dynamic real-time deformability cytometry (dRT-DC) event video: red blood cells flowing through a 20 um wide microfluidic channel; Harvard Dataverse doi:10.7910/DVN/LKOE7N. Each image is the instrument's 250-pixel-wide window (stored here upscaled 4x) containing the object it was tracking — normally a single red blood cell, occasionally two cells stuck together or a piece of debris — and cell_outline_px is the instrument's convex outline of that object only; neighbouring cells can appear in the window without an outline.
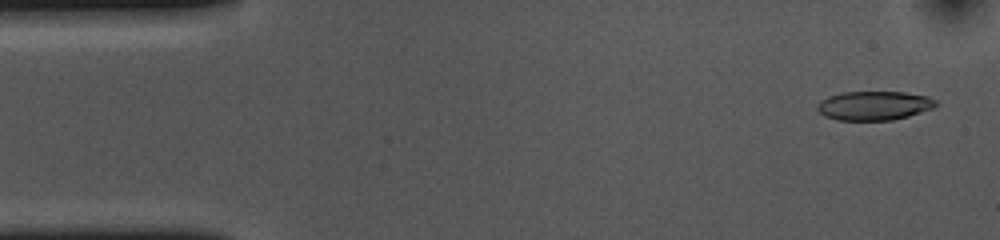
{"species": "common noctule bat (a hibernating species)", "species_latin": "Nyctalus noctula", "temperature_condition": "cold", "stored_images_in_passage": 53, "camera_frame_rate_fps": 3000, "um_per_image_px": 0.085, "animal": {"sex": "female", "body_mass_g": 10.0, "forearm_length_mm": 53.1}, "frame": {"image": 1, "passage_image": 2, "time_ms": 0.333, "image_size_px": [1000, 240], "cell_outline_px": [[940, 104], [936, 108], [908, 116], [892, 120], [836, 120], [824, 116], [816, 108], [816, 104], [820, 100], [828, 96], [840, 92], [904, 92], [928, 96], [936, 100]], "centroid_in_image_um": [74.31, 8.97], "position_along_channel_um": 10.7, "area_um2": 20.4}}
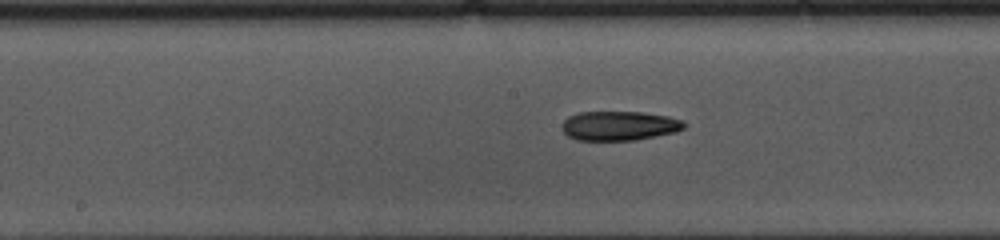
{"frame": {"image": 2, "passage_image": 25, "time_ms": 8.0, "image_size_px": [1000, 240], "cell_outline_px": [[688, 124], [684, 128], [676, 132], [636, 140], [576, 140], [568, 136], [560, 128], [564, 120], [568, 116], [580, 112], [640, 112], [668, 116], [684, 120]], "centroid_in_image_um": [52.65, 10.69], "position_along_channel_um": 195.5, "area_um2": 21.1}}
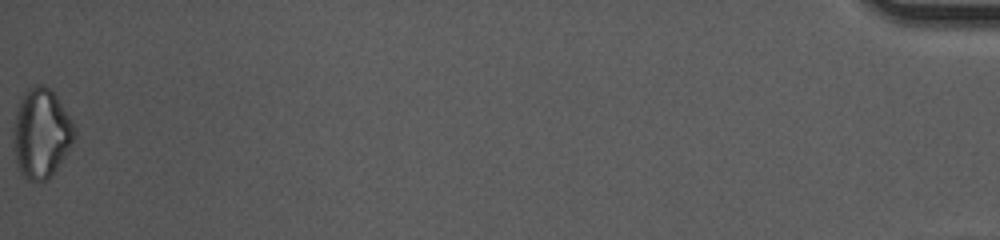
{"frame": {"image": 3, "passage_image": 53, "time_ms": 17.333, "image_size_px": [1000, 240], "cell_outline_px": [[76, 136], [68, 152], [48, 180], [28, 180], [20, 172], [16, 160], [12, 144], [12, 128], [16, 108], [20, 100], [28, 88], [36, 84], [44, 84], [56, 96], [68, 116], [76, 132]], "centroid_in_image_um": [3.47, 11.34], "position_along_channel_um": 431.7, "area_um2": 31.85}, "authors_computed_cell_mechanics": {"area_um2": 21.5016, "velocity_mm_per_s": 3.6732, "shape_relaxation_time_tau1_ms": 5.4642, "shape_relaxation_time_tau2_ms": null, "deformation_change_tau1": 0.1512, "deformation_change_tau2": null}}